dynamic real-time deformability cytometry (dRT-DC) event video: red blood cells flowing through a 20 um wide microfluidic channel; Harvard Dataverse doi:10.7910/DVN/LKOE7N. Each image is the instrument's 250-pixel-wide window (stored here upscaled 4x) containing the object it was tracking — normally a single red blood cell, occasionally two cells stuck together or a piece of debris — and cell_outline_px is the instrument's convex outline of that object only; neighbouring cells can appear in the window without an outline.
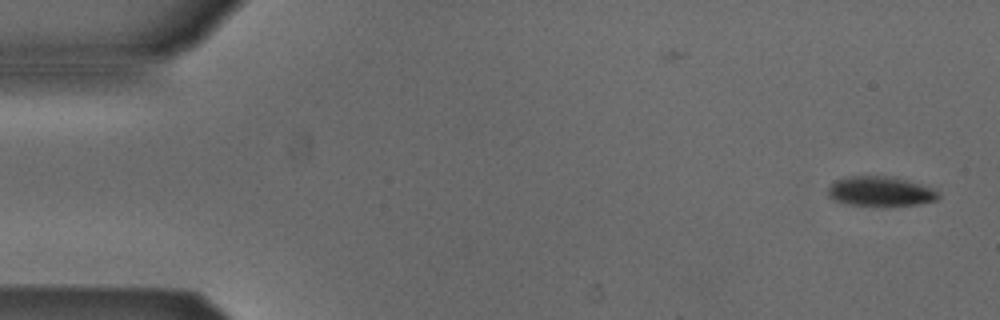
{"species": "Egyptian fruit bat (a non-hibernating species)", "species_latin": "Rousettus aegyptiacus", "temperature_condition": "cold", "stored_images_in_passage": 52, "camera_frame_rate_fps": 3000, "um_per_image_px": 0.085, "animal": {"sex": "male"}, "frame": {"image": 1, "passage_image": 1, "time_ms": 0.0, "image_size_px": [1000, 320], "cell_outline_px": [[940, 196], [936, 200], [916, 204], [884, 208], [848, 204], [836, 200], [828, 196], [828, 188], [836, 180], [848, 176], [896, 176], [932, 188]], "centroid_in_image_um": [74.83, 16.29], "position_along_channel_um": 10.2, "area_um2": 19.54}}
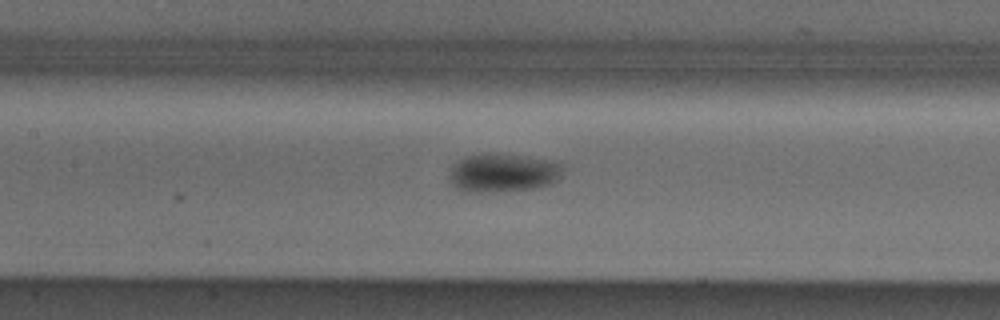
{"frame": {"image": 2, "passage_image": 23, "time_ms": 7.333, "image_size_px": [1000, 320], "cell_outline_px": [[560, 176], [548, 184], [532, 188], [480, 192], [476, 192], [456, 188], [452, 180], [452, 168], [456, 160], [464, 156], [488, 152], [496, 152], [528, 156], [552, 160], [560, 164]], "centroid_in_image_um": [42.73, 14.63], "position_along_channel_um": 164.7, "area_um2": 25.09}}
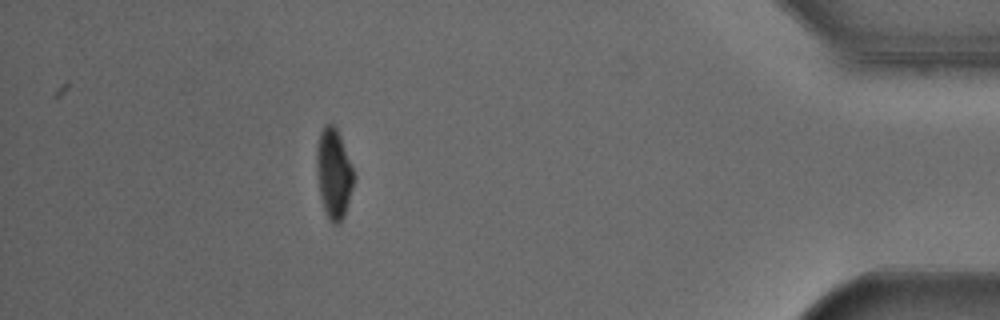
{"frame": {"image": 3, "passage_image": 46, "time_ms": 15.0, "image_size_px": [1000, 320], "cell_outline_px": [[356, 176], [344, 216], [340, 224], [332, 224], [328, 220], [320, 196], [316, 172], [316, 148], [320, 132], [324, 124], [332, 124], [336, 128], [340, 136]], "centroid_in_image_um": [28.36, 14.77], "position_along_channel_um": 406.8, "area_um2": 19.65}, "authors_computed_cell_mechanics": {"area_um2": 21.2993, "velocity_mm_per_s": 3.8738, "shape_relaxation_time_tau1_ms": 1.7963, "shape_relaxation_time_tau2_ms": null, "deformation_change_tau1": 0.0904, "deformation_change_tau2": null}}